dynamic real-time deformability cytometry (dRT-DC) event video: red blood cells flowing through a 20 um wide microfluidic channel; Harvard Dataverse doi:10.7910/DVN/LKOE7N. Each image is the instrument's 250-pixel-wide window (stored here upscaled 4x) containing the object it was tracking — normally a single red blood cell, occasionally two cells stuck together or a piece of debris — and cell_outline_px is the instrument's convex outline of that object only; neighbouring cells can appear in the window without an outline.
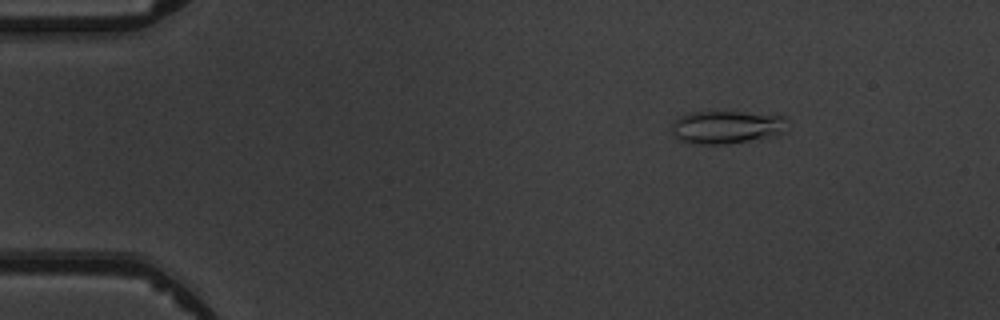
{"species": "common noctule bat (a hibernating species)", "species_latin": "Nyctalus noctula", "temperature_condition": "warm", "stored_images_in_passage": 5, "camera_frame_rate_fps": 3000, "um_per_image_px": 0.085, "animal": {"sex": "male", "body_mass_g": 19.5, "forearm_length_mm": 54.6}, "frame": {"image": 1, "passage_image": 3, "time_ms": 2.333, "image_size_px": [1000, 320], "cell_outline_px": [[788, 120], [784, 132], [776, 136], [724, 144], [700, 144], [680, 140], [672, 132], [672, 124], [680, 116], [692, 112], [740, 112], [788, 116]], "centroid_in_image_um": [61.82, 10.8], "position_along_channel_um": 23.2, "area_um2": 22.14}}